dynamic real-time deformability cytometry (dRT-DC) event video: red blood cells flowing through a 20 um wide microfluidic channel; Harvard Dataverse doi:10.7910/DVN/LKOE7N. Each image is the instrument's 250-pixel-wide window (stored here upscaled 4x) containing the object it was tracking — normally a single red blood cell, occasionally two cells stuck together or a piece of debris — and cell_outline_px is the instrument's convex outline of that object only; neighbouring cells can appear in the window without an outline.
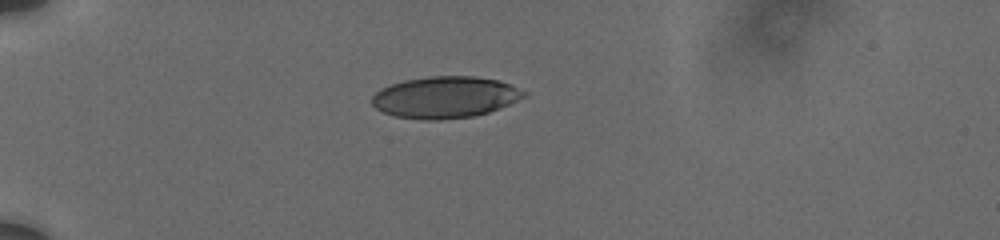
{"species": "human", "species_latin": "Homo sapiens", "temperature_condition": "cold", "stored_images_in_passage": 13, "camera_frame_rate_fps": 3000, "um_per_image_px": 0.085, "donor": {"sex": "male"}, "frame": {"image": 1, "passage_image": 1, "time_ms": 0.0, "image_size_px": [1000, 240], "cell_outline_px": [[528, 92], [524, 96], [508, 104], [488, 112], [472, 116], [440, 120], [424, 120], [396, 116], [384, 112], [376, 108], [372, 104], [372, 96], [376, 92], [392, 84], [404, 80], [432, 76], [472, 76], [500, 80]], "centroid_in_image_um": [37.83, 8.26], "position_along_channel_um": 47.2, "area_um2": 36.47}}
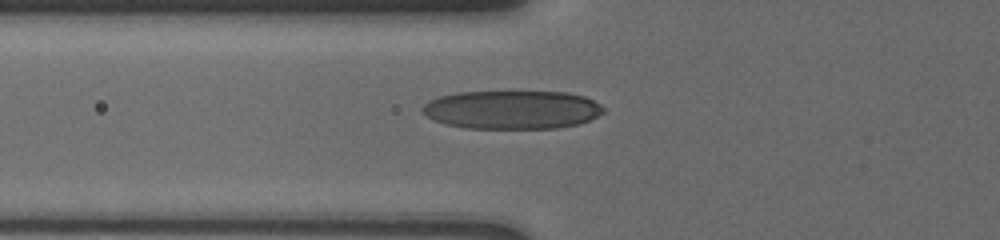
{"frame": {"image": 2, "passage_image": 10, "time_ms": 2.0, "image_size_px": [1000, 240], "cell_outline_px": [[604, 112], [580, 124], [556, 128], [468, 128], [448, 124], [436, 120], [428, 116], [424, 112], [424, 104], [428, 100], [440, 96], [456, 92], [568, 92], [584, 96], [600, 104], [604, 108]], "centroid_in_image_um": [43.56, 9.32], "position_along_channel_um": 82.2, "area_um2": 40.34}}